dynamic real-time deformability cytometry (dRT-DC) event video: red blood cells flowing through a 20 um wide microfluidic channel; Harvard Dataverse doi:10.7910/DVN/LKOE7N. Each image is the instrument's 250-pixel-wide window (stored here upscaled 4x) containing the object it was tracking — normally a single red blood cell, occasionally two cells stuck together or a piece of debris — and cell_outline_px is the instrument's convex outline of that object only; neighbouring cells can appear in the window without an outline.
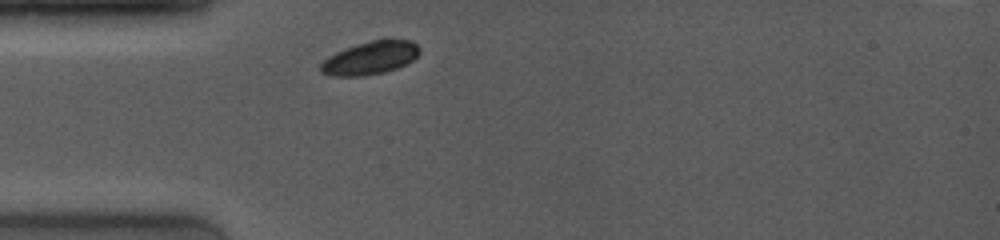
{"species": "common noctule bat (a hibernating species)", "species_latin": "Nyctalus noctula", "temperature_condition": "room temperature", "stored_images_in_passage": 1, "camera_frame_rate_fps": 4000, "um_per_image_px": 0.085, "animal": {"sex": "female", "body_mass_g": 19.0, "forearm_length_mm": 53.3}, "frame": {"image": 1, "passage_image": 1, "time_ms": 0.0, "image_size_px": [1000, 240], "cell_outline_px": [[420, 52], [412, 60], [396, 68], [384, 72], [364, 76], [332, 76], [320, 72], [320, 64], [328, 56], [336, 52], [356, 44], [372, 40], [408, 40], [416, 44], [420, 48]], "centroid_in_image_um": [31.43, 4.94], "position_along_channel_um": 53.6, "area_um2": 18.84}}